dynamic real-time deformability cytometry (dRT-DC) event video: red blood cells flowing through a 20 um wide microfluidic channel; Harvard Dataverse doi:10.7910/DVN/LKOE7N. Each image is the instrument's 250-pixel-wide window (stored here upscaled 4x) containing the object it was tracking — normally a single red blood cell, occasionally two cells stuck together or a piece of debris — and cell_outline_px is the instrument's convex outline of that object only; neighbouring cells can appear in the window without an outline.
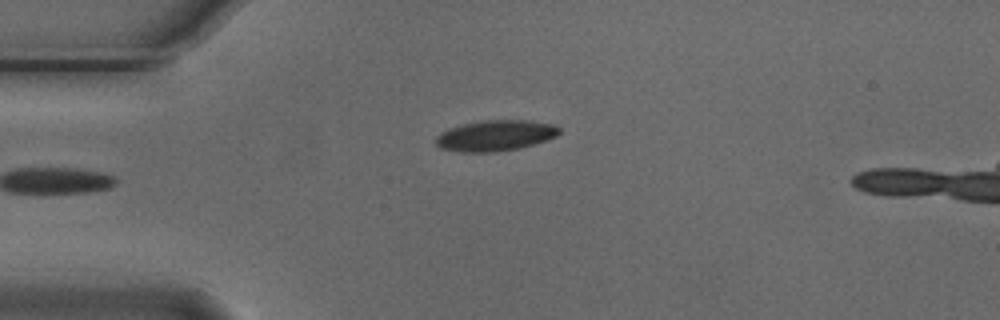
{"species": "Egyptian fruit bat (a non-hibernating species)", "species_latin": "Rousettus aegyptiacus", "temperature_condition": "cold", "stored_images_in_passage": 4, "camera_frame_rate_fps": 3000, "um_per_image_px": 0.085, "animal": {"sex": "male"}, "frame": {"image": 1, "passage_image": 4, "time_ms": 1.0, "image_size_px": [1000, 320], "cell_outline_px": [[560, 132], [556, 136], [520, 148], [492, 152], [460, 152], [440, 148], [436, 144], [436, 136], [440, 132], [448, 128], [480, 120], [532, 120], [556, 124], [560, 128]], "centroid_in_image_um": [42.1, 11.51], "position_along_channel_um": 42.9, "area_um2": 22.25}}